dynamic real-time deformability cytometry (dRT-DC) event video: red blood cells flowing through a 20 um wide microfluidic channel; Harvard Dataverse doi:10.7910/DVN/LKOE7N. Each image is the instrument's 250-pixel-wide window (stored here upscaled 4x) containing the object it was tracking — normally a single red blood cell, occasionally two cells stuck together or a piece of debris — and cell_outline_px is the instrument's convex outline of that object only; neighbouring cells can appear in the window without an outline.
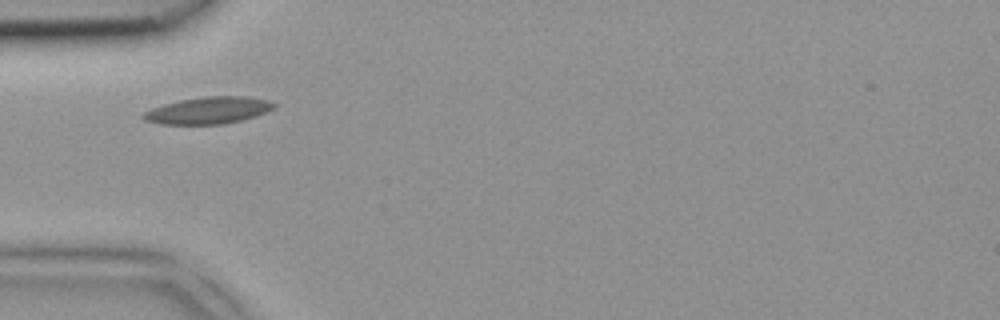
{"species": "common noctule bat (a hibernating species)", "species_latin": "Nyctalus noctula", "temperature_condition": "room temperature", "stored_images_in_passage": 2, "camera_frame_rate_fps": 3000, "um_per_image_px": 0.085, "animal": {"sex": "female", "body_mass_g": 18.4}, "frame": {"image": 1, "passage_image": 1, "time_ms": 0.0, "image_size_px": [1000, 320], "cell_outline_px": [[276, 104], [272, 108], [264, 112], [240, 120], [224, 124], [160, 124], [144, 120], [140, 116], [144, 112], [152, 108], [164, 104], [180, 100], [204, 96], [248, 96], [268, 100]], "centroid_in_image_um": [17.65, 9.38], "position_along_channel_um": 67.3, "area_um2": 20.29}}